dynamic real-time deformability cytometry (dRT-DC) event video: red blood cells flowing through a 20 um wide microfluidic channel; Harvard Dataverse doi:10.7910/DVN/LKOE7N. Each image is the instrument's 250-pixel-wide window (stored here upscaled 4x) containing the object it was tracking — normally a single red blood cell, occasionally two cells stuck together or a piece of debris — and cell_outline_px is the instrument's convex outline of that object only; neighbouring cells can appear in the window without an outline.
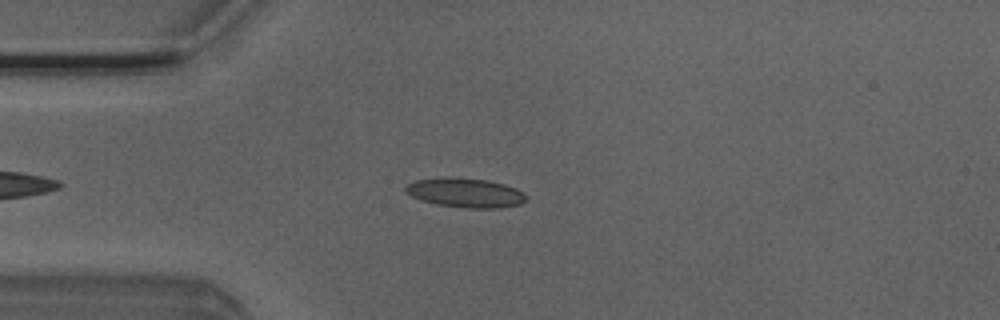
{"species": "Egyptian fruit bat (a non-hibernating species)", "species_latin": "Rousettus aegyptiacus", "temperature_condition": "room temperature", "stored_images_in_passage": 46, "camera_frame_rate_fps": 3000, "um_per_image_px": 0.085, "animal": {"sex": "male"}, "frame": {"image": 1, "passage_image": 8, "time_ms": 2.333, "image_size_px": [1000, 320], "cell_outline_px": [[528, 200], [520, 204], [500, 208], [468, 208], [436, 204], [420, 200], [404, 192], [404, 188], [412, 180], [444, 176], [448, 176], [488, 180], [504, 184], [516, 188], [524, 192], [528, 196]], "centroid_in_image_um": [39.55, 16.37], "position_along_channel_um": 45.4, "area_um2": 21.1}}
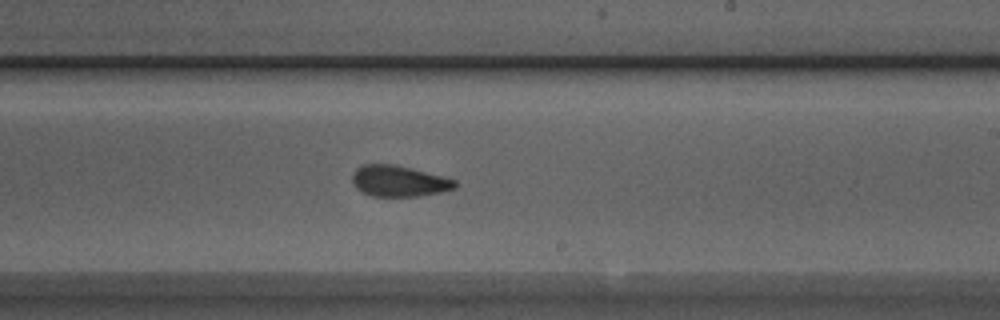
{"frame": {"image": 2, "passage_image": 25, "time_ms": 8.0, "image_size_px": [1000, 320], "cell_outline_px": [[456, 188], [440, 192], [420, 196], [372, 196], [360, 192], [352, 184], [352, 176], [356, 168], [364, 164], [392, 164], [456, 180]], "centroid_in_image_um": [33.85, 15.41], "position_along_channel_um": 255.2, "area_um2": 18.38}}
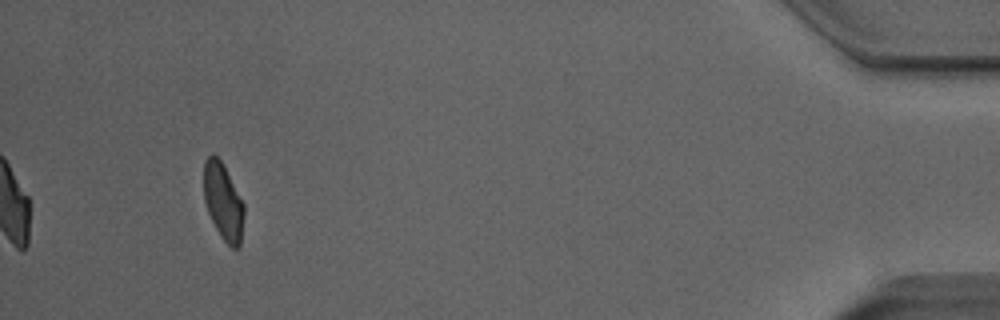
{"frame": {"image": 3, "passage_image": 43, "time_ms": 14.0, "image_size_px": [1000, 320], "cell_outline_px": [[244, 216], [240, 244], [236, 248], [232, 248], [220, 236], [208, 212], [204, 200], [204, 160], [212, 152], [220, 160], [244, 204]], "centroid_in_image_um": [18.96, 17.14], "position_along_channel_um": 416.2, "area_um2": 17.69}, "authors_computed_cell_mechanics": {"area_um2": 19.1318, "velocity_mm_per_s": 3.9574, "shape_relaxation_time_tau1_ms": 3.4904, "shape_relaxation_time_tau2_ms": 1.5265, "deformation_change_tau1": 0.1466, "deformation_change_tau2": 0.0867}}